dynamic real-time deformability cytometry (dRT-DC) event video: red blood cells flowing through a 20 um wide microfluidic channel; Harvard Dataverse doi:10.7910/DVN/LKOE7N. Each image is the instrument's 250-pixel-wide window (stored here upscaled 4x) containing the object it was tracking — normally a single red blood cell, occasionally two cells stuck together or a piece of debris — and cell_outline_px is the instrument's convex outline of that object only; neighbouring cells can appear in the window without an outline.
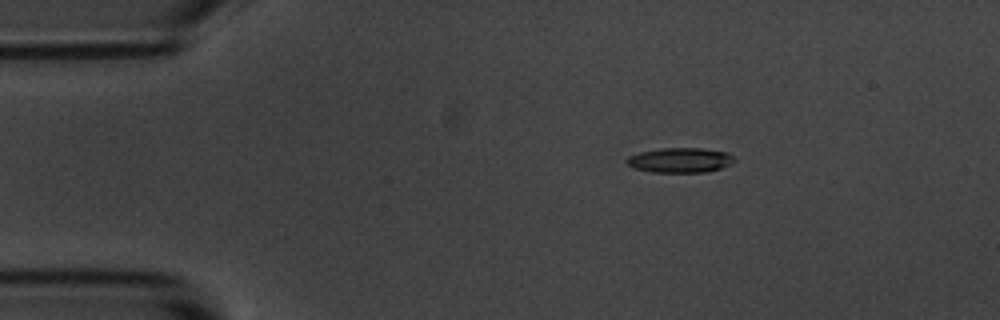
{"species": "common noctule bat (a hibernating species)", "species_latin": "Nyctalus noctula", "temperature_condition": "room temperature", "stored_images_in_passage": 10, "camera_frame_rate_fps": 3000, "um_per_image_px": 0.085, "animal": {"sex": "male", "body_mass_g": 20.1, "forearm_length_mm": 53.5}, "frame": {"image": 1, "passage_image": 2, "time_ms": 2.0, "image_size_px": [1000, 320], "cell_outline_px": [[736, 160], [732, 164], [720, 168], [704, 172], [652, 172], [636, 168], [628, 164], [624, 160], [628, 156], [640, 152], [664, 148], [700, 148], [728, 152]], "centroid_in_image_um": [57.82, 13.61], "position_along_channel_um": 27.2, "area_um2": 15.49}}
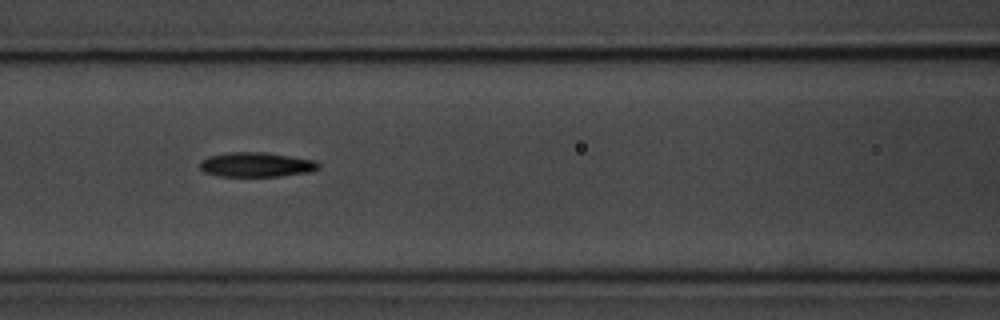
{"frame": {"image": 2, "passage_image": 6, "time_ms": 6.667, "image_size_px": [1000, 320], "cell_outline_px": [[320, 168], [308, 172], [280, 176], [216, 176], [204, 172], [200, 168], [200, 160], [208, 156], [228, 152], [264, 152], [316, 160], [320, 164]], "centroid_in_image_um": [21.77, 13.99], "position_along_channel_um": 144.8, "area_um2": 17.11}}
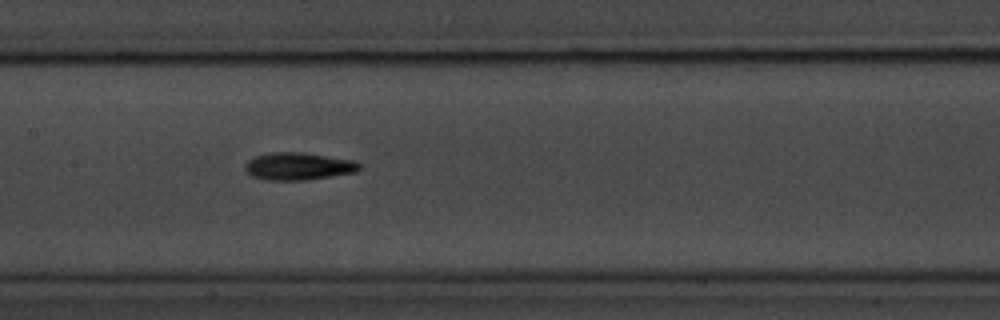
{"frame": {"image": 3, "passage_image": 7, "time_ms": 7.667, "image_size_px": [1000, 320], "cell_outline_px": [[360, 168], [356, 172], [308, 180], [264, 180], [252, 176], [244, 168], [244, 164], [248, 160], [256, 156], [272, 152], [304, 152], [356, 160], [360, 164]], "centroid_in_image_um": [25.38, 14.13], "position_along_channel_um": 182.0, "area_um2": 18.5}}